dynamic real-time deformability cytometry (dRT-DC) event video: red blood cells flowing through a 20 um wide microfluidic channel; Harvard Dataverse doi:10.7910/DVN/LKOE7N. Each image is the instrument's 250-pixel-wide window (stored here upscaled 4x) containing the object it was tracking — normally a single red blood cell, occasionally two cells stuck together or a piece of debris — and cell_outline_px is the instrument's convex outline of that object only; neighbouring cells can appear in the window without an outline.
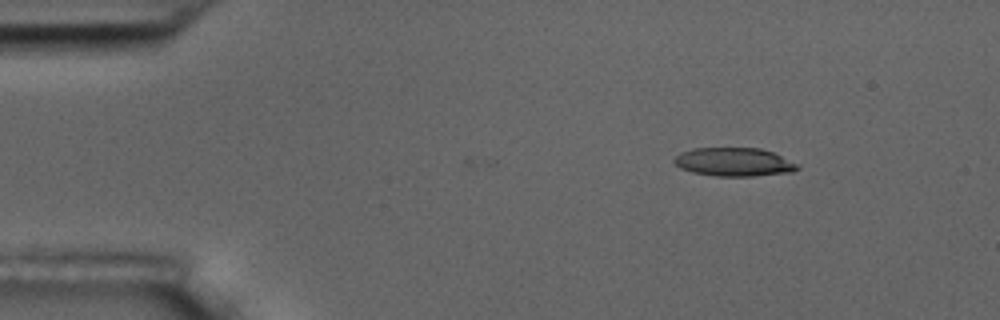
{"species": "common noctule bat (a hibernating species)", "species_latin": "Nyctalus noctula", "temperature_condition": "room temperature", "stored_images_in_passage": 5, "camera_frame_rate_fps": 3000, "um_per_image_px": 0.085, "animal": {"sex": "male", "body_mass_g": 17.5, "forearm_length_mm": 52.3}, "frame": {"image": 1, "passage_image": 5, "time_ms": 4.667, "image_size_px": [1000, 320], "cell_outline_px": [[800, 168], [792, 172], [752, 176], [716, 176], [692, 172], [680, 168], [672, 160], [680, 152], [692, 148], [760, 148], [772, 152], [800, 164]], "centroid_in_image_um": [62.39, 13.77], "position_along_channel_um": 22.6, "area_um2": 20.58}}